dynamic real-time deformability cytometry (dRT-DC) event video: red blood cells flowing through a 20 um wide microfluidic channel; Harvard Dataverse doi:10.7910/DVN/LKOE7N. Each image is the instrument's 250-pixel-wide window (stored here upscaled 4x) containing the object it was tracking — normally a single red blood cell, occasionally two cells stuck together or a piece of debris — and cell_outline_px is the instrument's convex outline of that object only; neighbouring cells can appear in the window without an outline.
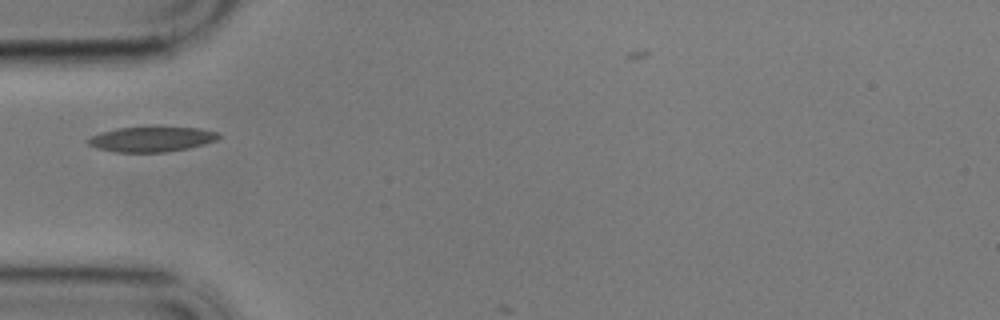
{"species": "common noctule bat (a hibernating species)", "species_latin": "Nyctalus noctula", "temperature_condition": "cold", "stored_images_in_passage": 2, "camera_frame_rate_fps": 3000, "um_per_image_px": 0.085, "animal": {"sex": "male", "body_mass_g": 17.9}, "frame": {"image": 1, "passage_image": 1, "time_ms": 0.0, "image_size_px": [1000, 320], "cell_outline_px": [[220, 136], [216, 140], [204, 144], [188, 148], [164, 152], [116, 152], [96, 148], [88, 144], [84, 140], [100, 132], [116, 128], [152, 124], [200, 128], [216, 132]], "centroid_in_image_um": [12.85, 11.78], "position_along_channel_um": 72.2, "area_um2": 20.0}}